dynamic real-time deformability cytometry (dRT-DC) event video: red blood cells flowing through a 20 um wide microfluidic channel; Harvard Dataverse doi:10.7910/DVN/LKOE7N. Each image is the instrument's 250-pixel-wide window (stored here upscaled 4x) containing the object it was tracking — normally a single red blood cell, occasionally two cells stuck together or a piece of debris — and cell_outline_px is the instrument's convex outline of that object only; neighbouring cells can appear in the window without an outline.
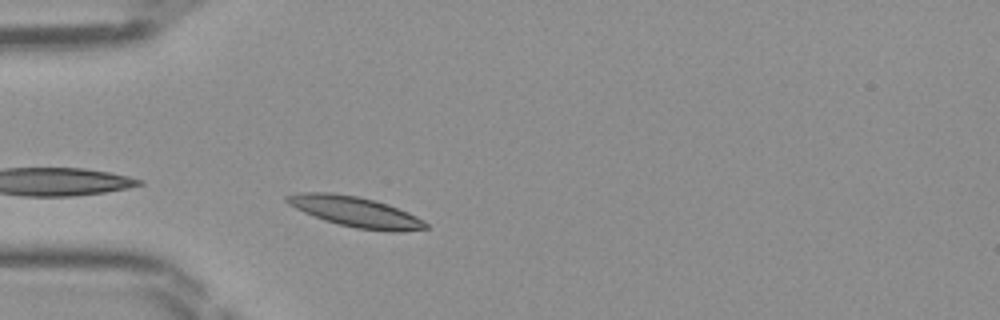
{"species": "Egyptian fruit bat (a non-hibernating species)", "species_latin": "Rousettus aegyptiacus", "temperature_condition": "room temperature", "stored_images_in_passage": 27, "camera_frame_rate_fps": 3000, "um_per_image_px": 0.085, "frame": {"image": 1, "passage_image": 1, "time_ms": 0.0, "image_size_px": [1000, 320], "cell_outline_px": [[428, 228], [396, 232], [392, 232], [356, 228], [324, 220], [304, 212], [288, 204], [284, 200], [284, 196], [296, 192], [332, 192], [356, 196], [376, 200], [388, 204], [408, 212], [424, 220], [428, 224]], "centroid_in_image_um": [30.2, 17.99], "position_along_channel_um": 54.8, "area_um2": 24.62}}
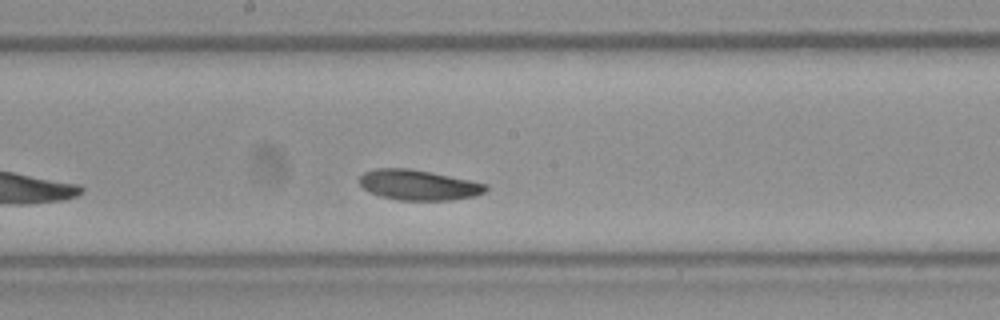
{"frame": {"image": 2, "passage_image": 13, "time_ms": 4.0, "image_size_px": [1000, 320], "cell_outline_px": [[488, 188], [484, 192], [476, 196], [452, 200], [396, 200], [380, 196], [368, 192], [360, 184], [360, 176], [364, 172], [376, 168], [408, 168], [488, 184]], "centroid_in_image_um": [35.55, 15.73], "position_along_channel_um": 212.6, "area_um2": 22.2}}
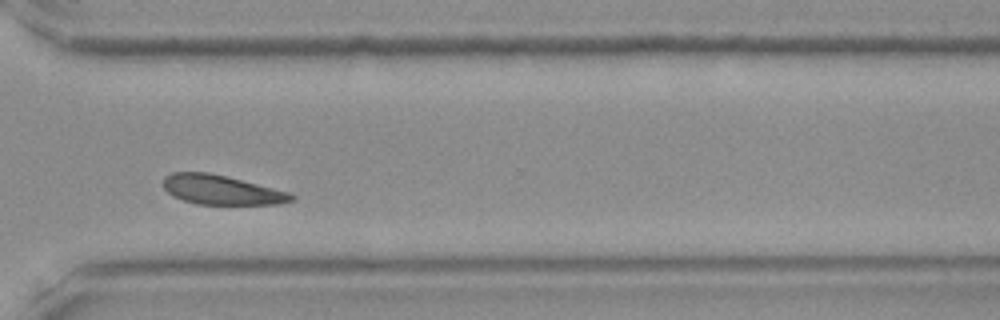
{"frame": {"image": 3, "passage_image": 23, "time_ms": 7.333, "image_size_px": [1000, 320], "cell_outline_px": [[296, 200], [280, 204], [196, 204], [172, 196], [164, 188], [164, 176], [172, 172], [208, 172], [288, 192], [296, 196]], "centroid_in_image_um": [18.81, 16.15], "position_along_channel_um": 351.8, "area_um2": 21.73}}